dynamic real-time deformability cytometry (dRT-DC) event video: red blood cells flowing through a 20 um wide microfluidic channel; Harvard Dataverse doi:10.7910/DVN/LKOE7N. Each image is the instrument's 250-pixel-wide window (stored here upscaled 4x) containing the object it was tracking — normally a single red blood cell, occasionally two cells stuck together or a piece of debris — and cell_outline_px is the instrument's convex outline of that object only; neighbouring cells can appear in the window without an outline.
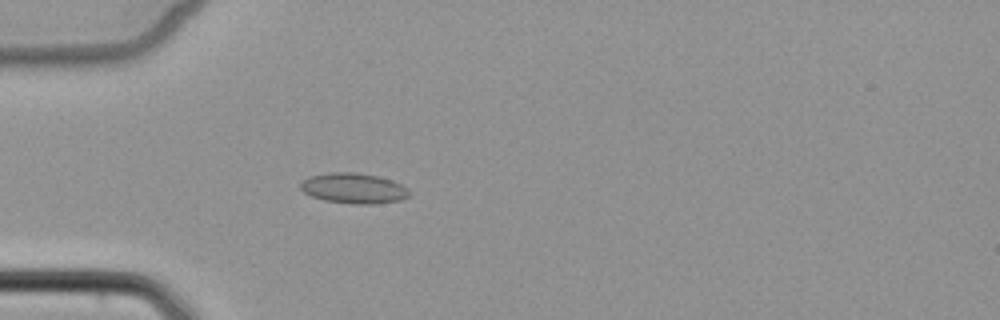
{"species": "common noctule bat (a hibernating species)", "species_latin": "Nyctalus noctula", "temperature_condition": "cold", "stored_images_in_passage": 4, "camera_frame_rate_fps": 3000, "um_per_image_px": 0.085, "animal": {"sex": "female", "body_mass_g": 22.7, "forearm_length_mm": 54.2}, "frame": {"image": 1, "passage_image": 4, "time_ms": 3.667, "image_size_px": [1000, 320], "cell_outline_px": [[412, 192], [408, 196], [400, 200], [372, 204], [352, 204], [324, 200], [312, 196], [304, 192], [300, 188], [300, 180], [308, 176], [328, 172], [356, 172], [376, 176], [392, 180], [408, 188]], "centroid_in_image_um": [30.03, 15.99], "position_along_channel_um": 55.0, "area_um2": 19.42}}